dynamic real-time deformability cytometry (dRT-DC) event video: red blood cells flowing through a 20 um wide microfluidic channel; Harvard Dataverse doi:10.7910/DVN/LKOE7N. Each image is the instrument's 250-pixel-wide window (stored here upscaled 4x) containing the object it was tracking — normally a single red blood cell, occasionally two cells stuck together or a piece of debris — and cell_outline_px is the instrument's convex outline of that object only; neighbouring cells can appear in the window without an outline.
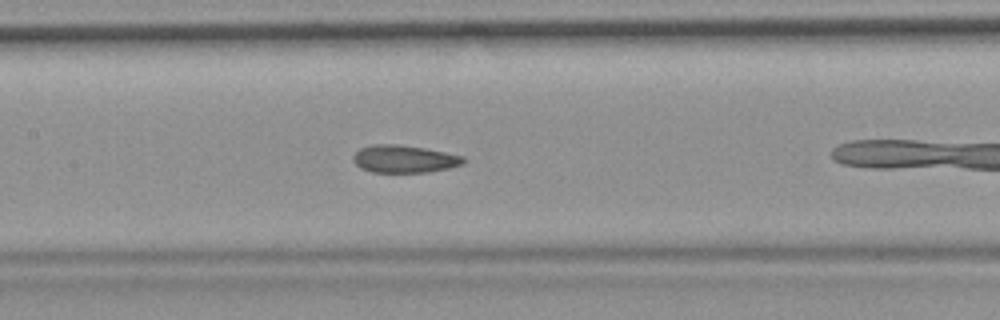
{"species": "common noctule bat (a hibernating species)", "species_latin": "Nyctalus noctula", "temperature_condition": "room temperature", "stored_images_in_passage": 42, "camera_frame_rate_fps": 3000, "um_per_image_px": 0.085, "animal": {"sex": "female", "body_mass_g": 19.9}, "frame": {"image": 1, "passage_image": 13, "time_ms": 4.0, "image_size_px": [1000, 320], "cell_outline_px": [[464, 164], [448, 168], [428, 172], [372, 172], [360, 168], [352, 160], [352, 156], [360, 148], [372, 144], [400, 144], [424, 148], [464, 156]], "centroid_in_image_um": [34.33, 13.5], "position_along_channel_um": 173.1, "area_um2": 17.74}, "authors_computed_cell_mechanics": {"area_um2": 18.0047, "velocity_mm_per_s": 3.7072, "shape_relaxation_time_tau1_ms": 1.1106, "shape_relaxation_time_tau2_ms": 1.2141, "deformation_change_tau1": 0.2243, "deformation_change_tau2": 0.0923}}